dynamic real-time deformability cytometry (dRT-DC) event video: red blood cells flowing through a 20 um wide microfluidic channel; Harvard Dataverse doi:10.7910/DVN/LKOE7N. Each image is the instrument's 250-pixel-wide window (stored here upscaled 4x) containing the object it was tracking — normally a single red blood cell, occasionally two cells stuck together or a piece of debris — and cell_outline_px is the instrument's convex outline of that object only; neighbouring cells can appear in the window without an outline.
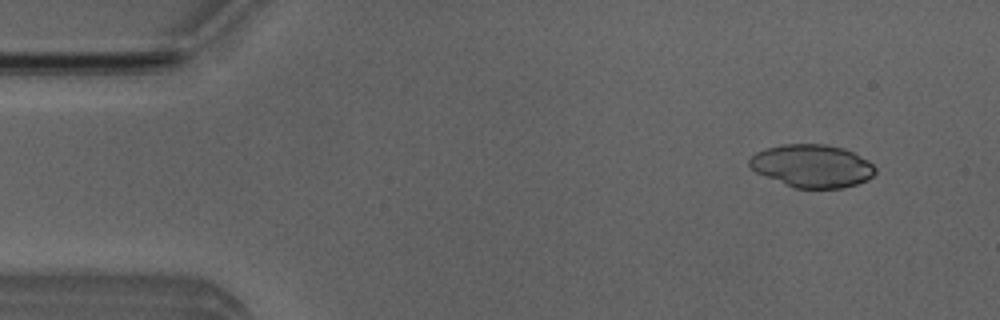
{"species": "Egyptian fruit bat (a non-hibernating species)", "species_latin": "Rousettus aegyptiacus", "temperature_condition": "room temperature", "stored_images_in_passage": 51, "camera_frame_rate_fps": 3000, "um_per_image_px": 0.085, "animal": {"sex": "male"}, "frame": {"image": 1, "passage_image": 5, "time_ms": 1.333, "image_size_px": [1000, 320], "cell_outline_px": [[876, 172], [868, 180], [844, 188], [796, 188], [756, 172], [748, 164], [748, 160], [756, 152], [768, 148], [784, 144], [824, 144], [844, 148], [868, 160], [876, 168]], "centroid_in_image_um": [69.06, 14.1], "position_along_channel_um": 15.9, "area_um2": 31.21}}